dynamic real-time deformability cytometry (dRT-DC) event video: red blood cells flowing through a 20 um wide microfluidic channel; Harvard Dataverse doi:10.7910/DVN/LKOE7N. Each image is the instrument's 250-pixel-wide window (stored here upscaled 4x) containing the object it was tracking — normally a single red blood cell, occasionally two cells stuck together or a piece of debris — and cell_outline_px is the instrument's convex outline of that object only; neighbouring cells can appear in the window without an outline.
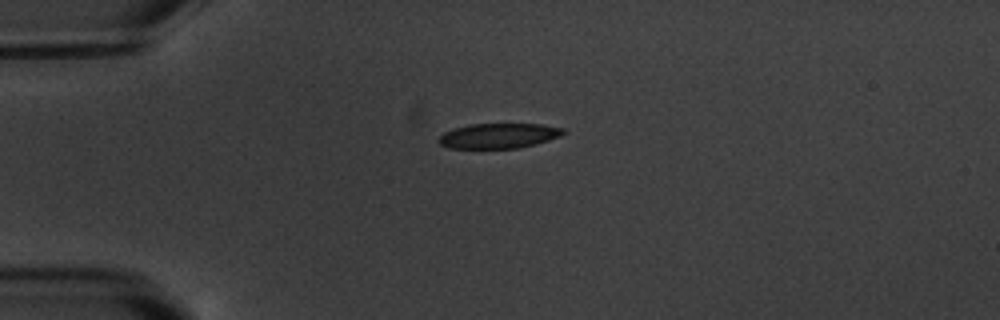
{"species": "common noctule bat (a hibernating species)", "species_latin": "Nyctalus noctula", "temperature_condition": "warm", "stored_images_in_passage": 2, "camera_frame_rate_fps": 3000, "um_per_image_px": 0.085, "animal": {"sex": "male", "body_mass_g": 20.1, "forearm_length_mm": 53.5}, "frame": {"image": 1, "passage_image": 1, "time_ms": 0.0, "image_size_px": [1000, 320], "cell_outline_px": [[568, 132], [560, 136], [536, 144], [520, 148], [448, 148], [440, 144], [436, 140], [444, 132], [468, 124], [540, 124], [564, 128]], "centroid_in_image_um": [42.4, 11.54], "position_along_channel_um": 42.6, "area_um2": 18.26}}